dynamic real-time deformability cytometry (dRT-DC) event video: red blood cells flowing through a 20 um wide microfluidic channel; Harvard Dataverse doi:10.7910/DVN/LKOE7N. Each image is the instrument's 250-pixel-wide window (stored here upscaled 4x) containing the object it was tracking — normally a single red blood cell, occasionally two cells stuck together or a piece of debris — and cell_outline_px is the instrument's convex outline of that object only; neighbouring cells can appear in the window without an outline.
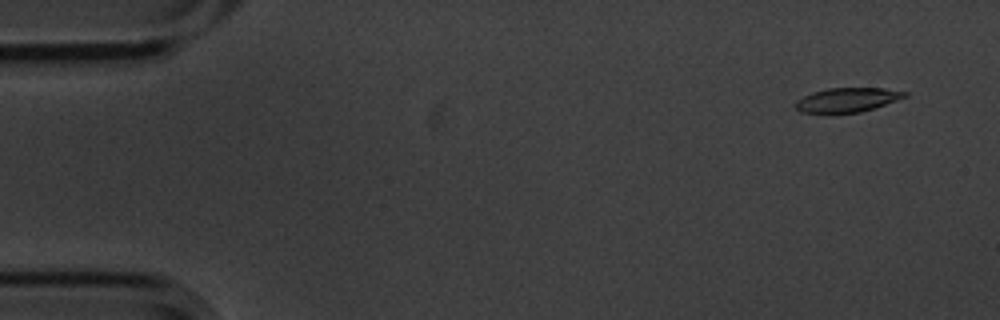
{"species": "common noctule bat (a hibernating species)", "species_latin": "Nyctalus noctula", "temperature_condition": "cold", "stored_images_in_passage": 5, "camera_frame_rate_fps": 3000, "um_per_image_px": 0.085, "animal": {"sex": "male", "body_mass_g": 20.1, "forearm_length_mm": 53.5}, "frame": {"image": 1, "passage_image": 2, "time_ms": 0.333, "image_size_px": [1000, 320], "cell_outline_px": [[908, 96], [860, 112], [800, 112], [792, 104], [796, 100], [812, 92], [828, 88], [884, 88], [908, 92]], "centroid_in_image_um": [71.99, 8.47], "position_along_channel_um": 13.0, "area_um2": 15.2}}
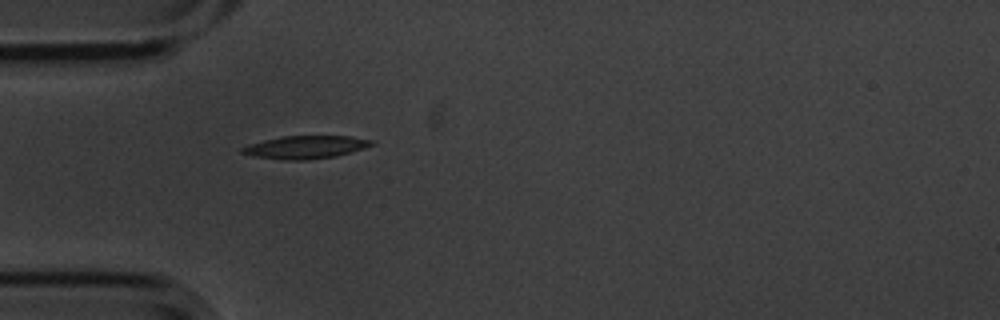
{"frame": {"image": 2, "passage_image": 5, "time_ms": 1.333, "image_size_px": [1000, 320], "cell_outline_px": [[376, 144], [352, 152], [336, 156], [308, 160], [284, 160], [252, 156], [240, 152], [240, 148], [248, 144], [280, 136], [348, 136], [376, 140]], "centroid_in_image_um": [25.99, 12.51], "position_along_channel_um": 59.0, "area_um2": 17.51}}